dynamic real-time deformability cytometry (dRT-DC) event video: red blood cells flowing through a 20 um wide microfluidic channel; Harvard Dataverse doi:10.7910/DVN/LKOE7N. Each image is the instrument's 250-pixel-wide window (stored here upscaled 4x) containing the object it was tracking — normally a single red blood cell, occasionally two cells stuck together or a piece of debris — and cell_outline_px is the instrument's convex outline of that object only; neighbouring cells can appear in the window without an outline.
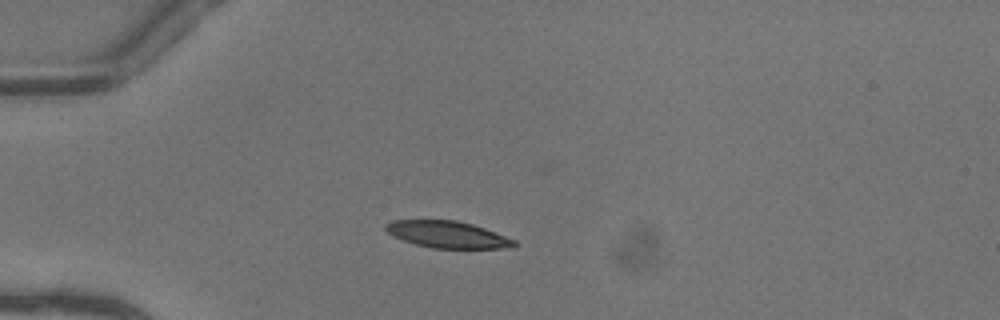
{"species": "common noctule bat (a hibernating species)", "species_latin": "Nyctalus noctula", "temperature_condition": "warm", "stored_images_in_passage": 38, "camera_frame_rate_fps": 3000, "um_per_image_px": 0.085, "animal": {"sex": "female"}, "frame": {"image": 1, "passage_image": 1, "time_ms": 0.0, "image_size_px": [1000, 320], "cell_outline_px": [[516, 248], [432, 248], [416, 244], [392, 236], [384, 228], [384, 224], [392, 220], [456, 220], [472, 224], [484, 228], [516, 240]], "centroid_in_image_um": [38.04, 19.93], "position_along_channel_um": 47.0, "area_um2": 20.06}}
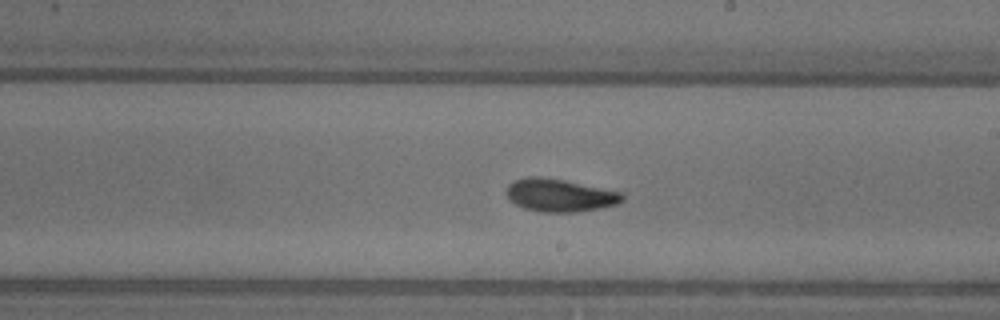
{"frame": {"image": 2, "passage_image": 17, "time_ms": 5.333, "image_size_px": [1000, 320], "cell_outline_px": [[624, 200], [616, 204], [600, 208], [576, 212], [540, 212], [524, 208], [508, 200], [504, 192], [508, 184], [512, 180], [528, 176], [544, 176], [624, 192]], "centroid_in_image_um": [47.54, 16.58], "position_along_channel_um": 241.5, "area_um2": 22.6}}
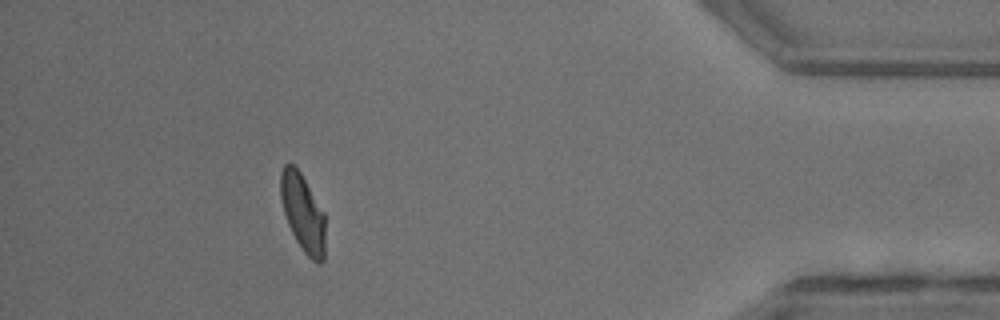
{"frame": {"image": 3, "passage_image": 33, "time_ms": 10.667, "image_size_px": [1000, 320], "cell_outline_px": [[324, 260], [320, 264], [316, 264], [304, 252], [296, 240], [288, 224], [284, 212], [280, 196], [280, 172], [284, 164], [292, 164], [300, 172], [324, 212]], "centroid_in_image_um": [25.73, 18.1], "position_along_channel_um": 409.5, "area_um2": 20.06}, "authors_computed_cell_mechanics": {"area_um2": 21.4727, "velocity_mm_per_s": 4.0983, "shape_relaxation_time_tau1_ms": 5.3412, "shape_relaxation_time_tau2_ms": 2.8545, "deformation_change_tau1": 0.2078, "deformation_change_tau2": 0.0949}}